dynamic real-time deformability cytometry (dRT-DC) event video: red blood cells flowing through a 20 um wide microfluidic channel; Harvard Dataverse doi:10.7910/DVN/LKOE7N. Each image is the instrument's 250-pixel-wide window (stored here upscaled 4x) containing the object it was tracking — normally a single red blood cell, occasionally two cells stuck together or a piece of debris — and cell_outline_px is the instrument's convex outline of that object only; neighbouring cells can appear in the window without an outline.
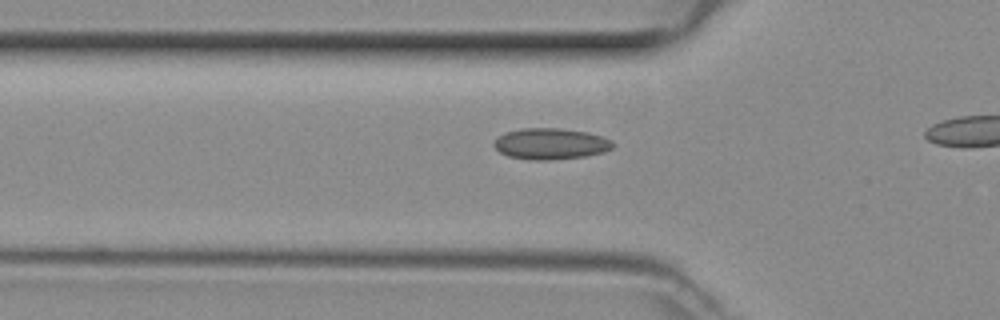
{"species": "common noctule bat (a hibernating species)", "species_latin": "Nyctalus noctula", "temperature_condition": "room temperature", "stored_images_in_passage": 9, "camera_frame_rate_fps": 3000, "um_per_image_px": 0.085, "animal": {"sex": "female", "body_mass_g": 29.2, "forearm_length_mm": 56.3}, "frame": {"image": 1, "passage_image": 4, "time_ms": 1.0, "image_size_px": [1000, 320], "cell_outline_px": [[616, 144], [612, 148], [604, 152], [584, 156], [548, 160], [532, 160], [508, 156], [500, 152], [492, 144], [504, 132], [520, 128], [560, 128], [588, 132], [612, 140]], "centroid_in_image_um": [46.81, 12.21], "position_along_channel_um": 79.0, "area_um2": 21.62}}
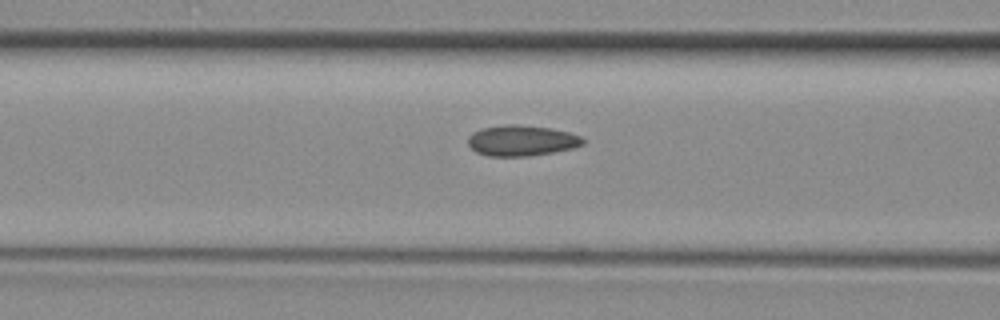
{"frame": {"image": 2, "passage_image": 7, "time_ms": 2.0, "image_size_px": [1000, 320], "cell_outline_px": [[584, 144], [572, 148], [552, 152], [528, 156], [488, 156], [476, 152], [468, 144], [468, 136], [472, 132], [480, 128], [508, 124], [516, 124], [552, 128], [568, 132], [580, 136], [584, 140]], "centroid_in_image_um": [44.3, 11.94], "position_along_channel_um": 122.3, "area_um2": 20.58}}